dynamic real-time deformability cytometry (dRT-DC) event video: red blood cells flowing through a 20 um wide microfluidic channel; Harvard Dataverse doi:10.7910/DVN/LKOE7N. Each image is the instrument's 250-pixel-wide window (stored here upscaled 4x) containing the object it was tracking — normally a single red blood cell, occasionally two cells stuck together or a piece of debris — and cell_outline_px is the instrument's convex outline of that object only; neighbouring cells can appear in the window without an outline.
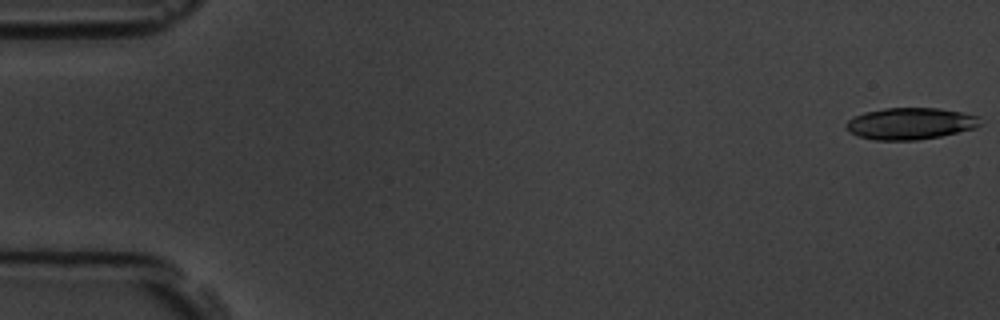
{"species": "common noctule bat (a hibernating species)", "species_latin": "Nyctalus noctula", "temperature_condition": "room temperature", "stored_images_in_passage": 7, "segment_of_instrument_passage": [1, 2], "camera_frame_rate_fps": 3000, "um_per_image_px": 0.085, "animal": {"sex": "male", "body_mass_g": 19.5, "forearm_length_mm": 54.6}, "frame": {"image": 1, "passage_image": 1, "time_ms": 0.0, "image_size_px": [1000, 320], "cell_outline_px": [[980, 124], [976, 128], [940, 136], [916, 140], [876, 140], [856, 136], [848, 132], [844, 124], [852, 116], [864, 112], [884, 108], [940, 108], [980, 116]], "centroid_in_image_um": [77.33, 10.5], "position_along_channel_um": 7.7, "area_um2": 24.97}}
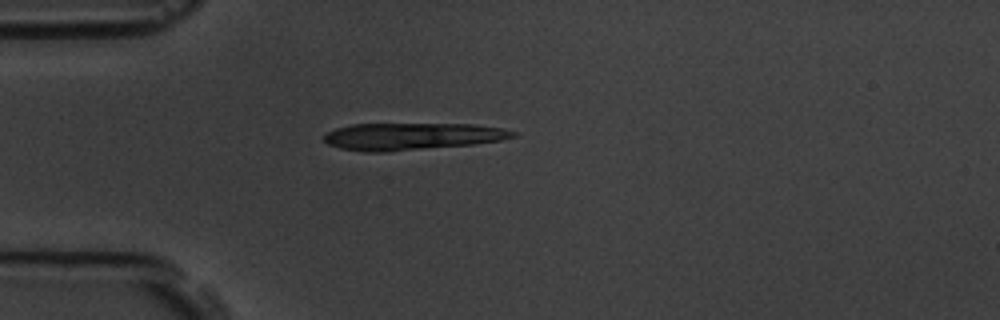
{"frame": {"image": 2, "passage_image": 5, "time_ms": 4.667, "image_size_px": [1000, 320], "cell_outline_px": [[520, 132], [516, 136], [500, 140], [472, 144], [388, 152], [364, 152], [340, 148], [328, 144], [324, 140], [324, 136], [328, 132], [336, 128], [352, 124], [472, 124], [504, 128]], "centroid_in_image_um": [35.04, 11.59], "position_along_channel_um": 50.0, "area_um2": 29.88}}